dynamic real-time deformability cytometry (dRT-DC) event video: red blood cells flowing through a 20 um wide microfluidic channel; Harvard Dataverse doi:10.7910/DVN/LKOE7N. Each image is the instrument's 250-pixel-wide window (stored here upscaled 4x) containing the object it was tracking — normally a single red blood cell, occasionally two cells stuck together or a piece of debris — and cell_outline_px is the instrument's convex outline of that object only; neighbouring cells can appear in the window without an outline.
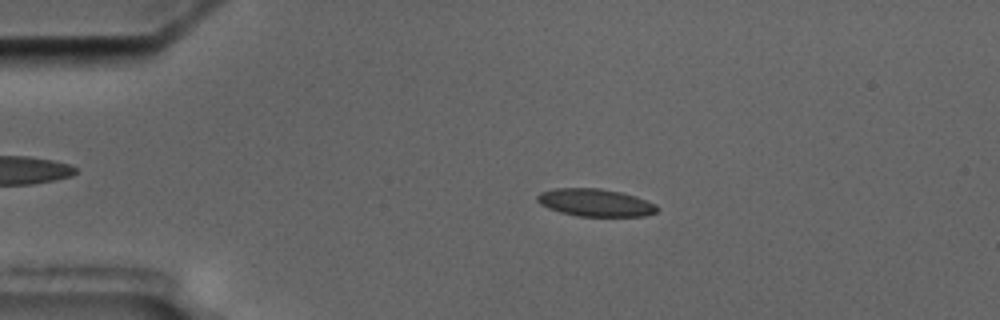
{"species": "common noctule bat (a hibernating species)", "species_latin": "Nyctalus noctula", "temperature_condition": "cold", "stored_images_in_passage": 5, "camera_frame_rate_fps": 3000, "um_per_image_px": 0.085, "animal": {"sex": "male", "body_mass_g": 17.5, "forearm_length_mm": 52.3}, "frame": {"image": 1, "passage_image": 3, "time_ms": 2.333, "image_size_px": [1000, 320], "cell_outline_px": [[660, 208], [656, 212], [644, 216], [576, 216], [560, 212], [548, 208], [540, 204], [536, 200], [536, 196], [540, 192], [552, 188], [600, 188], [620, 192], [636, 196], [656, 204]], "centroid_in_image_um": [50.59, 17.22], "position_along_channel_um": 34.4, "area_um2": 19.42}}
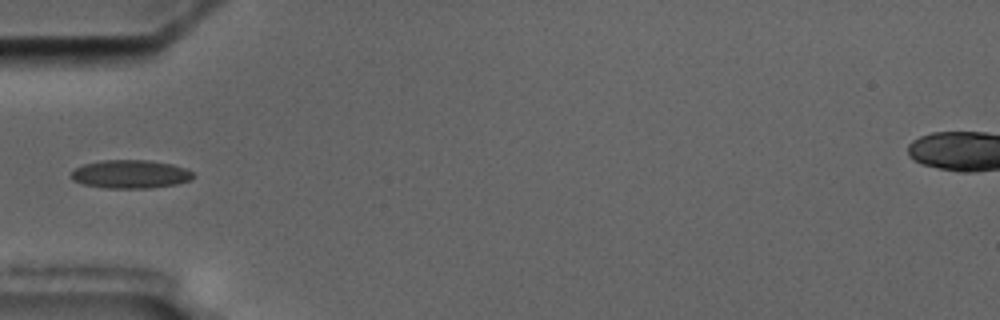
{"frame": {"image": 2, "passage_image": 5, "time_ms": 4.667, "image_size_px": [1000, 320], "cell_outline_px": [[196, 176], [192, 180], [176, 184], [152, 188], [104, 188], [84, 184], [72, 180], [68, 176], [76, 168], [84, 164], [100, 160], [152, 160], [172, 164], [184, 168], [192, 172]], "centroid_in_image_um": [11.09, 14.8], "position_along_channel_um": 73.9, "area_um2": 20.4}}